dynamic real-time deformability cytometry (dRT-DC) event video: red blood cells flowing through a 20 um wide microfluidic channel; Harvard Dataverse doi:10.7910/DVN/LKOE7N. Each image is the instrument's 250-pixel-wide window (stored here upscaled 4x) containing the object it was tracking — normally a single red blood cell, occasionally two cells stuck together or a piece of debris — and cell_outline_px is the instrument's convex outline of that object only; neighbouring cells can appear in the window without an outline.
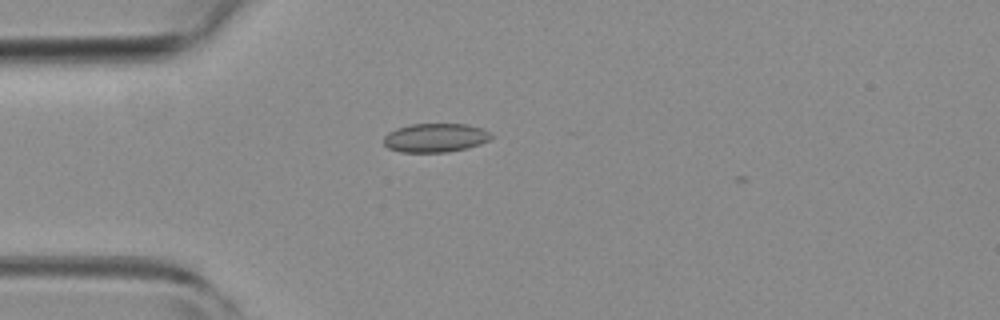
{"species": "common noctule bat (a hibernating species)", "species_latin": "Nyctalus noctula", "temperature_condition": "room temperature", "stored_images_in_passage": 3, "camera_frame_rate_fps": 3000, "um_per_image_px": 0.085, "animal": {"sex": "female", "body_mass_g": 19.3, "forearm_length_mm": 54.1}, "frame": {"image": 1, "passage_image": 1, "time_ms": 0.0, "image_size_px": [1000, 320], "cell_outline_px": [[492, 136], [488, 140], [480, 144], [468, 148], [448, 152], [400, 152], [388, 148], [384, 144], [384, 136], [388, 132], [396, 128], [408, 124], [468, 124], [484, 128], [492, 132]], "centroid_in_image_um": [37.02, 11.7], "position_along_channel_um": 48.0, "area_um2": 18.32}}